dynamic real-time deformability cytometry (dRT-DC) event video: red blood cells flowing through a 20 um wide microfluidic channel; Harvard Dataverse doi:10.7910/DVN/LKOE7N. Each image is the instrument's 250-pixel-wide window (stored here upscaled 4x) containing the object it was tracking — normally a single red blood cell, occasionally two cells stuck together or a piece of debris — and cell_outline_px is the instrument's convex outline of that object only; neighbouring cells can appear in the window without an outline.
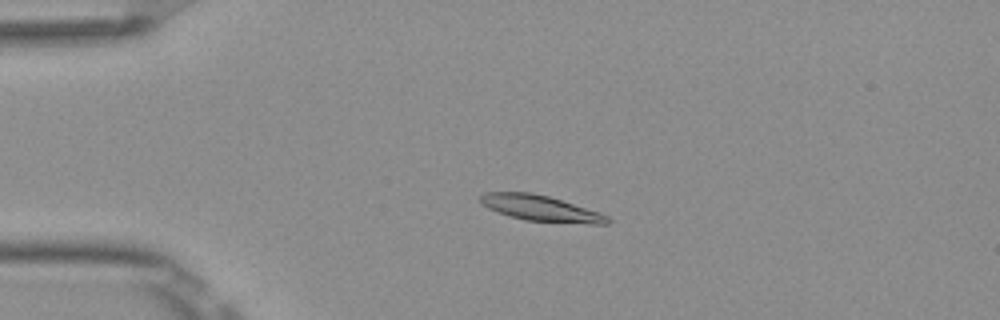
{"species": "Egyptian fruit bat (a non-hibernating species)", "species_latin": "Rousettus aegyptiacus", "temperature_condition": "room temperature", "stored_images_in_passage": 53, "camera_frame_rate_fps": 3000, "um_per_image_px": 0.085, "frame": {"image": 1, "passage_image": 13, "time_ms": 4.0, "image_size_px": [1000, 320], "cell_outline_px": [[612, 220], [608, 224], [588, 224], [524, 220], [508, 216], [496, 212], [480, 204], [476, 200], [484, 192], [532, 192], [548, 196], [600, 212], [608, 216]], "centroid_in_image_um": [45.92, 17.7], "position_along_channel_um": 39.1, "area_um2": 19.42}}
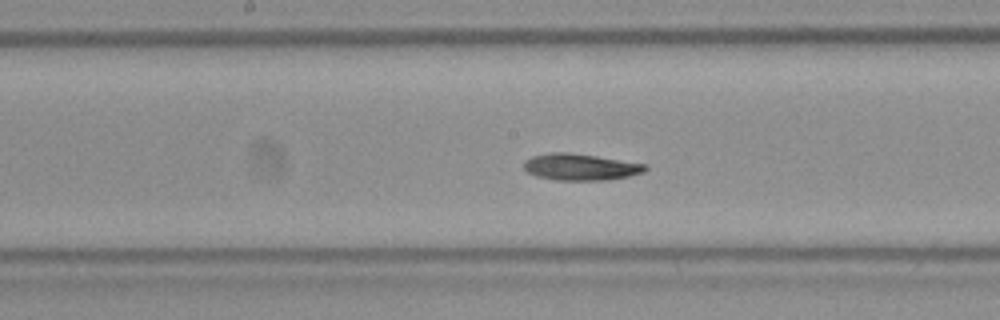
{"frame": {"image": 2, "passage_image": 28, "time_ms": 9.0, "image_size_px": [1000, 320], "cell_outline_px": [[648, 168], [644, 172], [628, 176], [608, 180], [556, 180], [536, 176], [528, 172], [524, 168], [524, 160], [532, 156], [552, 152], [568, 152], [596, 156], [648, 164]], "centroid_in_image_um": [49.35, 14.19], "position_along_channel_um": 198.8, "area_um2": 18.84}}
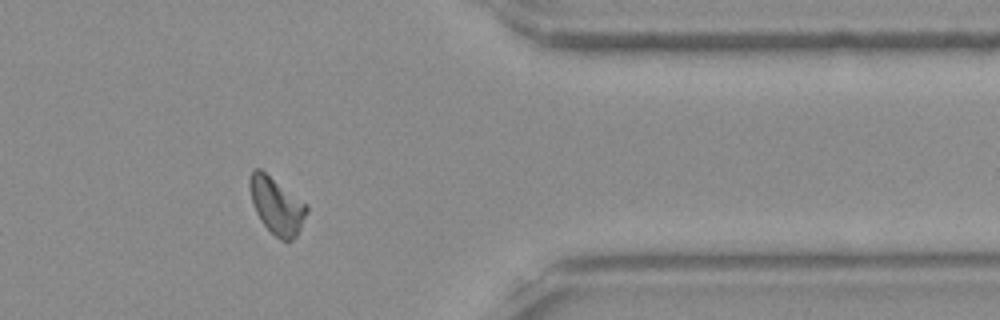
{"frame": {"image": 3, "passage_image": 44, "time_ms": 14.333, "image_size_px": [1000, 320], "cell_outline_px": [[308, 212], [296, 236], [292, 240], [280, 240], [260, 220], [252, 204], [248, 184], [248, 180], [252, 168], [260, 168], [308, 204]], "centroid_in_image_um": [23.5, 17.44], "position_along_channel_um": 387.9, "area_um2": 18.96}}